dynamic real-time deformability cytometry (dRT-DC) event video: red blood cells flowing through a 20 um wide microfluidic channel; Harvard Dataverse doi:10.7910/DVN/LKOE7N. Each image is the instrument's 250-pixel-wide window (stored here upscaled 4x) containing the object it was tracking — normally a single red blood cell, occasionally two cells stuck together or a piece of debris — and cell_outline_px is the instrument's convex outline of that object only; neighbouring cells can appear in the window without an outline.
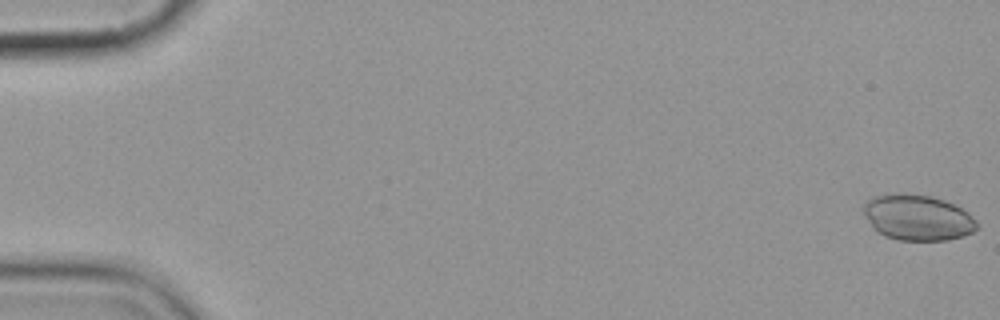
{"species": "common noctule bat (a hibernating species)", "species_latin": "Nyctalus noctula", "temperature_condition": "cold", "stored_images_in_passage": 5, "camera_frame_rate_fps": 3000, "um_per_image_px": 0.085, "animal": {"sex": "female", "body_mass_g": 19.9}, "frame": {"image": 1, "passage_image": 1, "time_ms": 0.0, "image_size_px": [1000, 320], "cell_outline_px": [[980, 228], [972, 232], [948, 240], [896, 240], [884, 236], [872, 228], [864, 216], [864, 204], [872, 196], [932, 196], [944, 200], [968, 212], [980, 224]], "centroid_in_image_um": [78.02, 18.54], "position_along_channel_um": 7.0, "area_um2": 29.65}}